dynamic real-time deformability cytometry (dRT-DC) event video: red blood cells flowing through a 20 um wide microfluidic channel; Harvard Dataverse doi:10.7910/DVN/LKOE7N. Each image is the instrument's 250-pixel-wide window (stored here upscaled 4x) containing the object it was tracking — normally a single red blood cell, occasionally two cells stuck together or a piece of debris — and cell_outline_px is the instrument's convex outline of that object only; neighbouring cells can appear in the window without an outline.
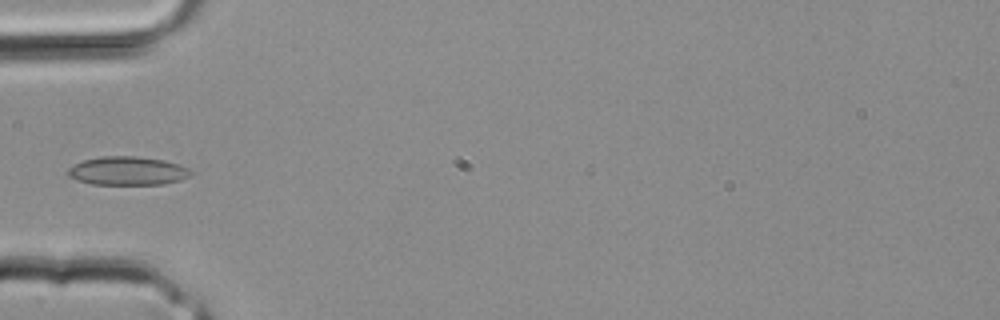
{"species": "common noctule bat (a hibernating species)", "species_latin": "Nyctalus noctula", "temperature_condition": "room temperature", "stored_images_in_passage": 3, "camera_frame_rate_fps": 3000, "um_per_image_px": 0.085, "animal": {"sex": "male", "body_mass_g": 20.4}, "frame": {"image": 1, "passage_image": 3, "time_ms": 0.667, "image_size_px": [1000, 320], "cell_outline_px": [[196, 172], [192, 176], [180, 180], [164, 184], [92, 184], [76, 180], [68, 176], [68, 168], [72, 164], [84, 160], [100, 156], [136, 156], [164, 160], [188, 168]], "centroid_in_image_um": [10.85, 14.52], "position_along_channel_um": 74.1, "area_um2": 20.63}}